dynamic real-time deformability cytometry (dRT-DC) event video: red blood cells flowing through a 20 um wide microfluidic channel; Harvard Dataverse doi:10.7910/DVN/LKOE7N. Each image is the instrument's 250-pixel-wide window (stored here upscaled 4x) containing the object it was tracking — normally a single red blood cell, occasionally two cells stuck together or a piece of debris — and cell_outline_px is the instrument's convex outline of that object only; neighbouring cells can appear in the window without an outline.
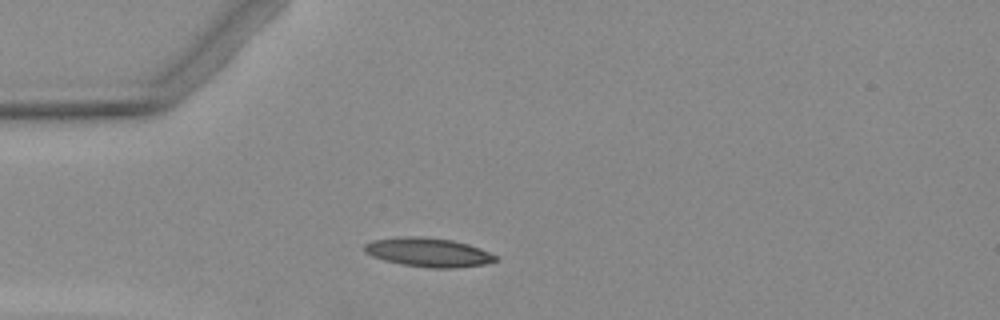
{"species": "Egyptian fruit bat (a non-hibernating species)", "species_latin": "Rousettus aegyptiacus", "temperature_condition": "warm", "stored_images_in_passage": 4, "camera_frame_rate_fps": 3000, "um_per_image_px": 0.085, "animal": {"sex": "female"}, "frame": {"image": 1, "passage_image": 3, "time_ms": 2.667, "image_size_px": [1000, 320], "cell_outline_px": [[496, 260], [484, 264], [452, 268], [432, 268], [404, 264], [384, 260], [372, 256], [364, 252], [364, 244], [372, 240], [404, 236], [420, 236], [452, 240], [468, 244], [480, 248], [496, 256]], "centroid_in_image_um": [36.37, 21.43], "position_along_channel_um": 48.6, "area_um2": 21.91}}